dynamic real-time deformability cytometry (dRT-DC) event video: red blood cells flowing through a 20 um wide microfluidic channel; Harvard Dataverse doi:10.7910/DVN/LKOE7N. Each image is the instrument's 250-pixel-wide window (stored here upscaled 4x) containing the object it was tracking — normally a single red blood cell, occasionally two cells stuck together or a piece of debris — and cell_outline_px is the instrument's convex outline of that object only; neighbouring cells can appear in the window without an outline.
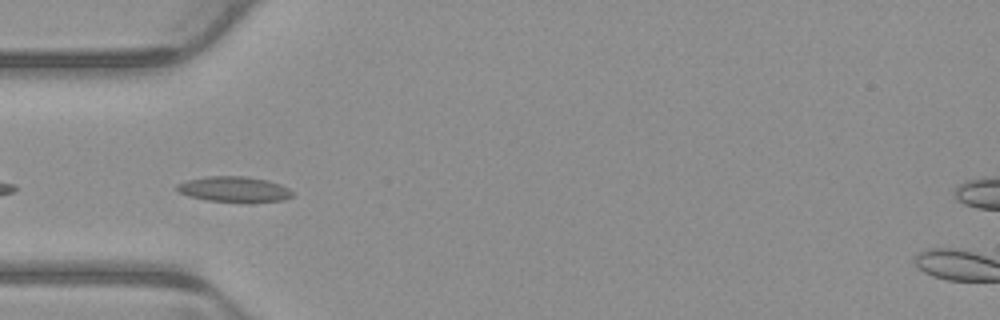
{"species": "common noctule bat (a hibernating species)", "species_latin": "Nyctalus noctula", "temperature_condition": "warm", "stored_images_in_passage": 6, "camera_frame_rate_fps": 3000, "um_per_image_px": 0.085, "animal": {"sex": "male", "body_mass_g": 23.1, "forearm_length_mm": 52.7}, "frame": {"image": 1, "passage_image": 5, "time_ms": 1.333, "image_size_px": [1000, 320], "cell_outline_px": [[292, 196], [284, 200], [248, 204], [208, 200], [188, 196], [180, 192], [176, 188], [176, 184], [188, 180], [208, 176], [244, 176], [268, 180], [280, 184], [288, 188], [292, 192]], "centroid_in_image_um": [19.94, 16.11], "position_along_channel_um": 65.1, "area_um2": 17.51}}
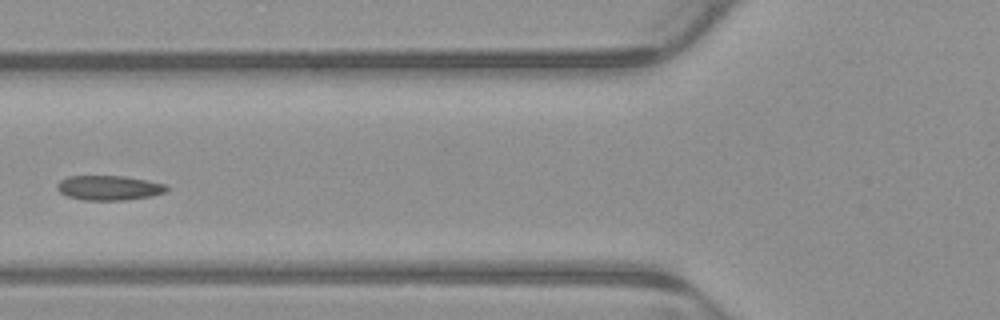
{"frame": {"image": 2, "passage_image": 6, "time_ms": 1.667, "image_size_px": [1000, 320], "cell_outline_px": [[168, 192], [152, 196], [124, 200], [84, 200], [68, 196], [60, 192], [56, 188], [56, 184], [60, 180], [68, 176], [124, 176], [148, 180], [168, 184]], "centroid_in_image_um": [9.3, 15.96], "position_along_channel_um": 116.5, "area_um2": 15.95}}